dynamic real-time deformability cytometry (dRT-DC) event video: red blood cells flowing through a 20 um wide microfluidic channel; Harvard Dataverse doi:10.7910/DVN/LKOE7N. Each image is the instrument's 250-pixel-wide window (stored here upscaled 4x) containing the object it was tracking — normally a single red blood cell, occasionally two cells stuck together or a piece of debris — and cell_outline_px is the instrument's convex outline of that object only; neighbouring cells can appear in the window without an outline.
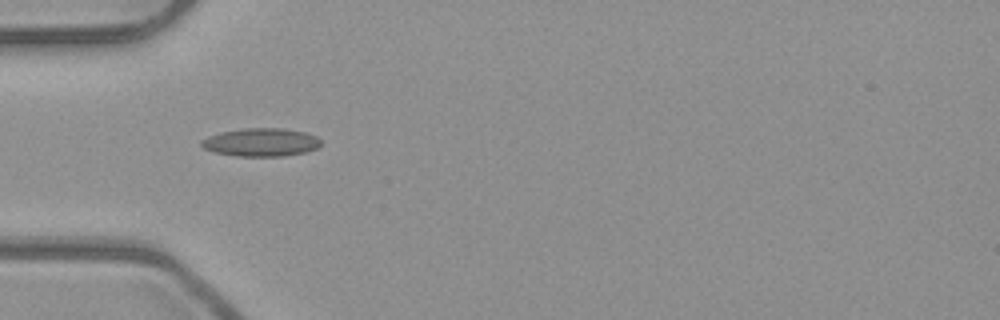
{"species": "common noctule bat (a hibernating species)", "species_latin": "Nyctalus noctula", "temperature_condition": "room temperature", "stored_images_in_passage": 5, "camera_frame_rate_fps": 3000, "um_per_image_px": 0.085, "animal": {"sex": "male", "body_mass_g": 23.1, "forearm_length_mm": 52.7}, "frame": {"image": 1, "passage_image": 1, "time_ms": 0.0, "image_size_px": [1000, 320], "cell_outline_px": [[320, 144], [316, 148], [304, 152], [284, 156], [236, 156], [216, 152], [204, 148], [200, 144], [200, 140], [208, 136], [220, 132], [244, 128], [284, 128], [304, 132], [316, 136], [320, 140]], "centroid_in_image_um": [22.16, 12.08], "position_along_channel_um": 62.8, "area_um2": 19.54}}
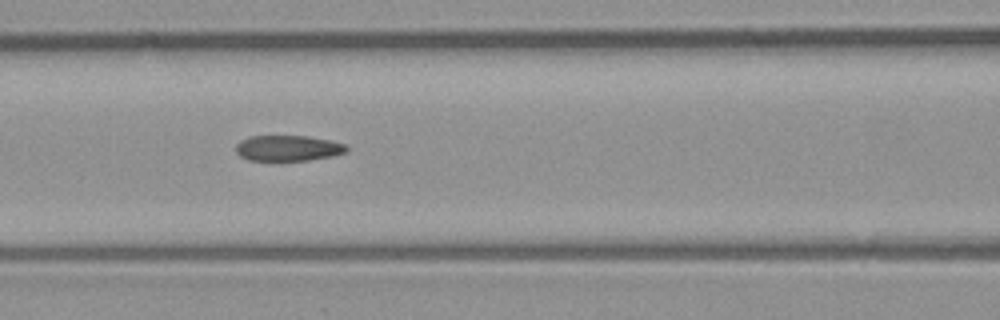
{"frame": {"image": 2, "passage_image": 3, "time_ms": 0.667, "image_size_px": [1000, 320], "cell_outline_px": [[348, 152], [332, 156], [308, 160], [248, 160], [240, 156], [236, 152], [236, 144], [240, 140], [248, 136], [308, 136], [328, 140], [344, 144], [348, 148]], "centroid_in_image_um": [24.46, 12.59], "position_along_channel_um": 142.1, "area_um2": 16.53}}
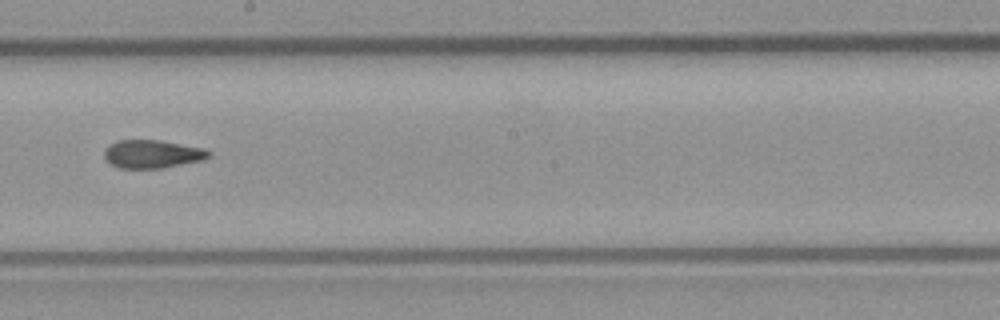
{"frame": {"image": 3, "passage_image": 5, "time_ms": 1.333, "image_size_px": [1000, 320], "cell_outline_px": [[212, 156], [204, 160], [164, 168], [120, 168], [112, 164], [104, 156], [104, 148], [108, 144], [116, 140], [160, 140], [204, 148], [212, 152]], "centroid_in_image_um": [12.98, 13.08], "position_along_channel_um": 235.2, "area_um2": 17.4}}